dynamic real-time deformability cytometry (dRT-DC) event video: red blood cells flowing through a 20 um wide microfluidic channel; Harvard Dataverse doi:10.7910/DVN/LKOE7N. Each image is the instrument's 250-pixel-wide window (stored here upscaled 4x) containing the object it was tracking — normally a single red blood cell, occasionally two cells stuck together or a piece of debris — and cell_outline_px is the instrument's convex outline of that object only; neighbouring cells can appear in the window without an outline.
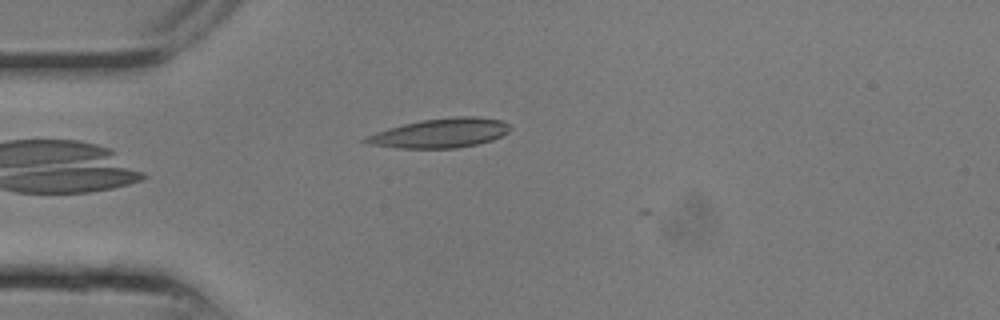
{"species": "common noctule bat (a hibernating species)", "species_latin": "Nyctalus noctula", "temperature_condition": "room temperature", "stored_images_in_passage": 3, "camera_frame_rate_fps": 3000, "um_per_image_px": 0.085, "animal": {"sex": "male", "body_mass_g": 13.3}, "frame": {"image": 1, "passage_image": 3, "time_ms": 0.667, "image_size_px": [1000, 320], "cell_outline_px": [[512, 128], [508, 132], [492, 140], [476, 144], [456, 148], [396, 148], [368, 144], [360, 140], [364, 136], [388, 128], [420, 120], [456, 116], [476, 116], [504, 120]], "centroid_in_image_um": [37.41, 11.3], "position_along_channel_um": 47.6, "area_um2": 24.85}}